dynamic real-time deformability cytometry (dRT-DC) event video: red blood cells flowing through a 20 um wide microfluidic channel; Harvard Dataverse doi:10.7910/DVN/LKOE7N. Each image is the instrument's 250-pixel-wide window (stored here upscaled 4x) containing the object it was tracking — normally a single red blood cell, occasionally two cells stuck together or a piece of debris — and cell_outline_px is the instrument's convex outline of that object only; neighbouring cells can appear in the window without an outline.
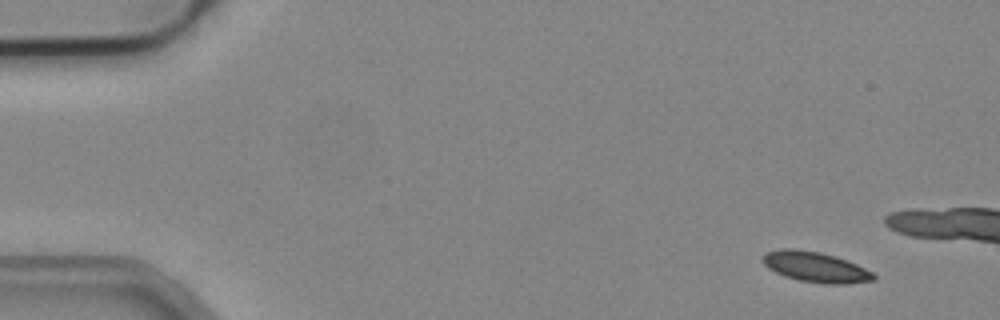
{"species": "common noctule bat (a hibernating species)", "species_latin": "Nyctalus noctula", "temperature_condition": "cold", "stored_images_in_passage": 3, "camera_frame_rate_fps": 3000, "um_per_image_px": 0.085, "animal": {"sex": "male", "body_mass_g": 19.2, "forearm_length_mm": 51.8}, "frame": {"image": 1, "passage_image": 1, "time_ms": 0.0, "image_size_px": [1000, 320], "cell_outline_px": [[876, 280], [844, 284], [824, 284], [800, 280], [784, 276], [768, 268], [760, 260], [764, 252], [780, 248], [796, 248], [820, 252], [836, 256], [848, 260], [872, 272], [876, 276]], "centroid_in_image_um": [69.29, 22.68], "position_along_channel_um": 15.7, "area_um2": 19.88}}